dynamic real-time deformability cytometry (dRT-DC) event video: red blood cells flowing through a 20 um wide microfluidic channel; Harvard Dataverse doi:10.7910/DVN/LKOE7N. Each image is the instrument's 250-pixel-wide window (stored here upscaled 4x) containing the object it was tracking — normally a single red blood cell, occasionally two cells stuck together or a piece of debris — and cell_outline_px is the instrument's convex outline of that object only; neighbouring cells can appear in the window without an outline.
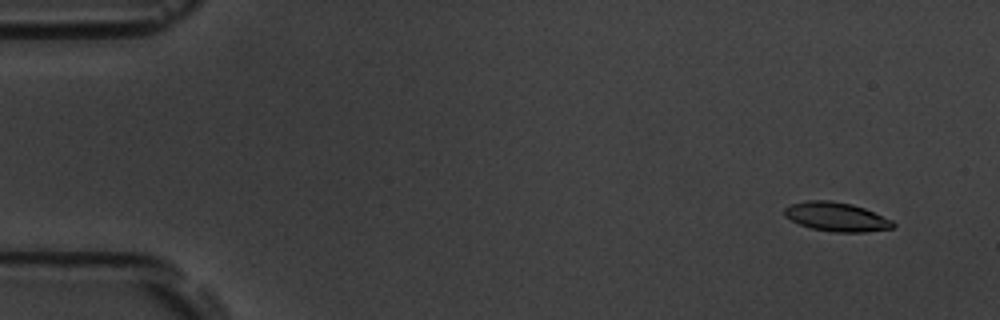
{"species": "common noctule bat (a hibernating species)", "species_latin": "Nyctalus noctula", "temperature_condition": "room temperature", "stored_images_in_passage": 57, "segment_of_instrument_passage": [1, 2], "camera_frame_rate_fps": 3000, "um_per_image_px": 0.085, "animal": {"sex": "male", "body_mass_g": 19.5, "forearm_length_mm": 54.6}, "frame": {"image": 1, "passage_image": 4, "time_ms": 1.0, "image_size_px": [1000, 320], "cell_outline_px": [[896, 224], [892, 228], [864, 232], [836, 232], [812, 228], [800, 224], [784, 216], [784, 208], [788, 204], [808, 200], [832, 200], [852, 204], [864, 208], [892, 220]], "centroid_in_image_um": [71.07, 18.41], "position_along_channel_um": 13.9, "area_um2": 18.32}}
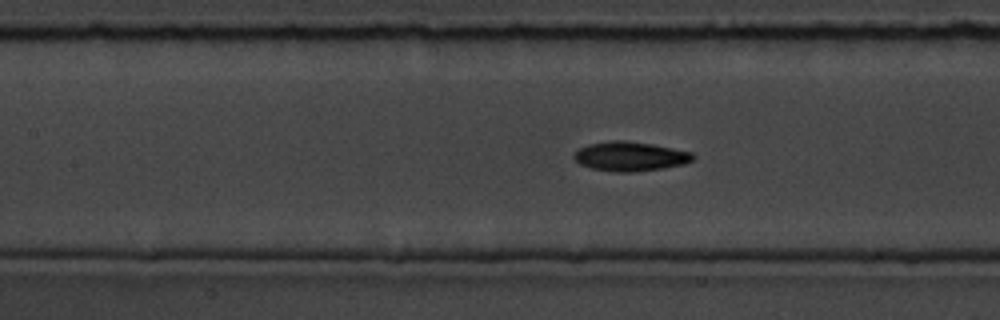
{"frame": {"image": 2, "passage_image": 25, "time_ms": 8.0, "image_size_px": [1000, 320], "cell_outline_px": [[696, 156], [692, 160], [684, 164], [664, 168], [632, 172], [616, 172], [592, 168], [580, 164], [572, 156], [580, 148], [588, 144], [612, 140], [624, 140], [652, 144], [692, 152]], "centroid_in_image_um": [53.58, 13.29], "position_along_channel_um": 153.8, "area_um2": 20.29}}
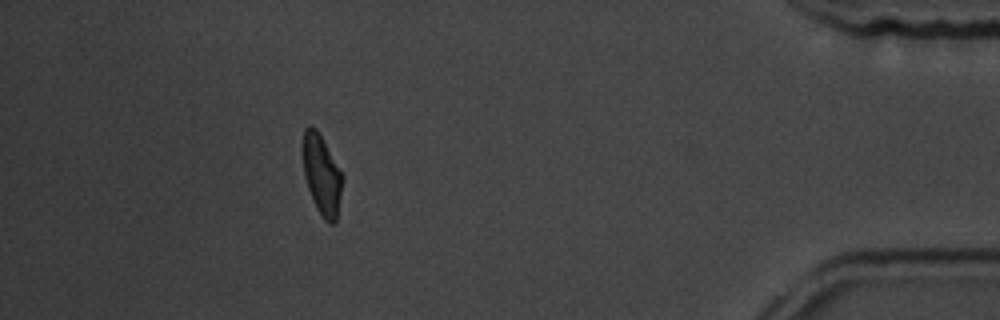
{"frame": {"image": 3, "passage_image": 50, "time_ms": 16.333, "image_size_px": [1000, 320], "cell_outline_px": [[344, 176], [336, 220], [332, 224], [328, 224], [324, 220], [316, 208], [312, 200], [304, 176], [300, 148], [304, 128], [308, 124], [312, 124], [316, 128]], "centroid_in_image_um": [27.3, 14.81], "position_along_channel_um": 407.9, "area_um2": 18.96}}